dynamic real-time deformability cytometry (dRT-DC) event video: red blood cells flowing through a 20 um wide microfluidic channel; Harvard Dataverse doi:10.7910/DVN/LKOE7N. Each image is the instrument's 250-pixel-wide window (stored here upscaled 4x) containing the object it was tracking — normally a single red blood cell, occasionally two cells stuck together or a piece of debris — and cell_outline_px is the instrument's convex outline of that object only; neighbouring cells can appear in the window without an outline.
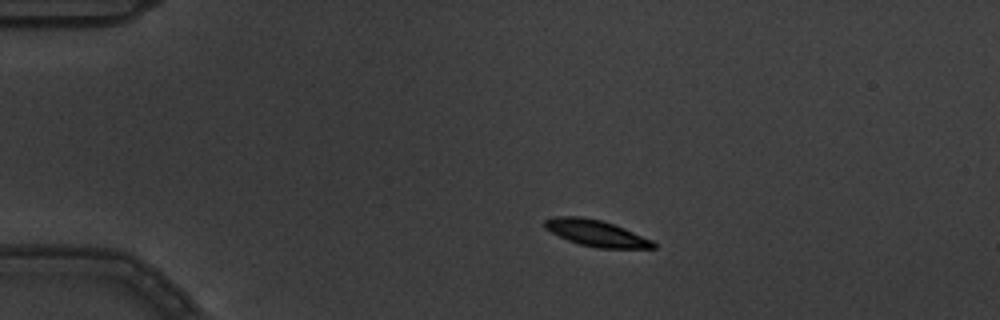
{"species": "common noctule bat (a hibernating species)", "species_latin": "Nyctalus noctula", "temperature_condition": "warm", "stored_images_in_passage": 6, "camera_frame_rate_fps": 3000, "um_per_image_px": 0.085, "animal": {"sex": "male", "body_mass_g": 19.5, "forearm_length_mm": 54.6}, "frame": {"image": 1, "passage_image": 3, "time_ms": 0.667, "image_size_px": [1000, 320], "cell_outline_px": [[656, 248], [600, 248], [580, 244], [568, 240], [544, 228], [544, 220], [556, 216], [580, 216], [600, 220], [624, 228], [652, 240], [656, 244]], "centroid_in_image_um": [50.67, 19.81], "position_along_channel_um": 34.3, "area_um2": 16.42}}
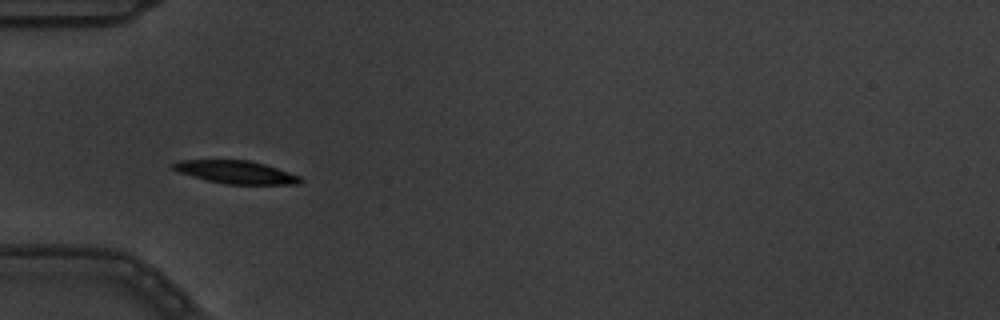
{"frame": {"image": 2, "passage_image": 5, "time_ms": 1.333, "image_size_px": [1000, 320], "cell_outline_px": [[304, 180], [300, 184], [224, 184], [192, 176], [180, 172], [172, 168], [172, 164], [180, 160], [248, 160], [264, 164], [300, 176]], "centroid_in_image_um": [20.08, 14.63], "position_along_channel_um": 64.9, "area_um2": 16.76}}